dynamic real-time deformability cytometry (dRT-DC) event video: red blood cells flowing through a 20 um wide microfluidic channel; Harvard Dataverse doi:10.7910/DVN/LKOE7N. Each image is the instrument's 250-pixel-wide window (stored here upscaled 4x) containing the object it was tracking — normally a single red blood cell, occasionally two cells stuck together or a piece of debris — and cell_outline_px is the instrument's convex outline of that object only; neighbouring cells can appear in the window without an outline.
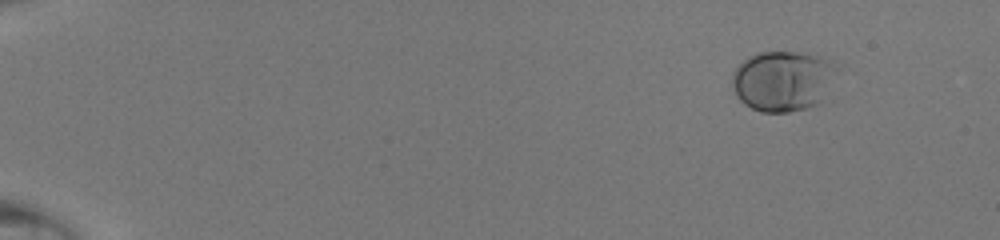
{"species": "human", "species_latin": "Homo sapiens", "temperature_condition": "room temperature", "stored_images_in_passage": 44, "camera_frame_rate_fps": 3000, "um_per_image_px": 0.085, "donor": {"sex": "male"}, "frame": {"image": 1, "passage_image": 1, "time_ms": 0.0, "image_size_px": [1000, 240], "cell_outline_px": [[836, 68], [820, 104], [788, 112], [760, 112], [744, 104], [736, 96], [732, 84], [732, 72], [748, 56], [760, 52], [796, 52], [816, 56], [832, 60]], "centroid_in_image_um": [66.49, 6.88], "position_along_channel_um": 18.5, "area_um2": 36.47}}
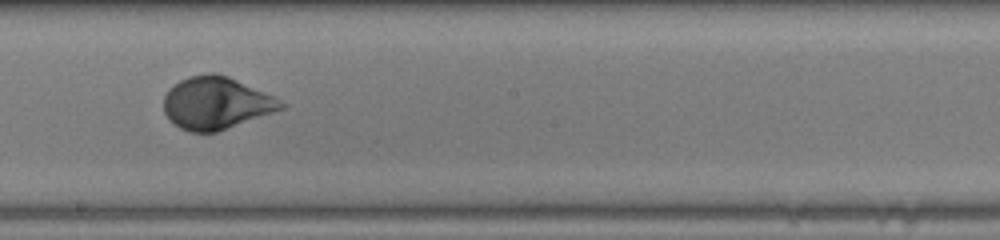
{"frame": {"image": 2, "passage_image": 26, "time_ms": 8.333, "image_size_px": [1000, 240], "cell_outline_px": [[288, 104], [284, 108], [216, 132], [188, 132], [180, 128], [168, 120], [164, 112], [164, 96], [168, 88], [180, 80], [188, 76], [208, 72], [216, 72], [228, 76], [276, 96]], "centroid_in_image_um": [18.36, 8.74], "position_along_channel_um": 229.8, "area_um2": 36.13}}
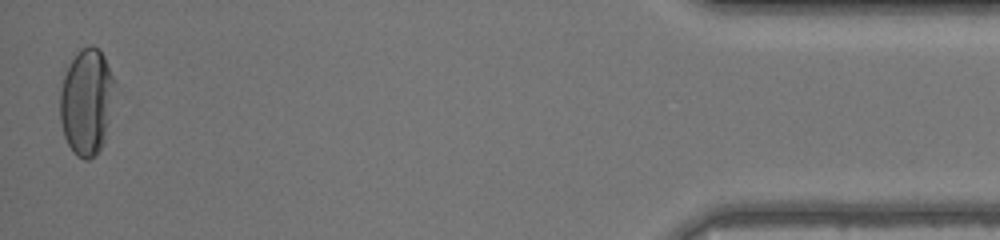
{"frame": {"image": 3, "passage_image": 44, "time_ms": 14.333, "image_size_px": [1000, 240], "cell_outline_px": [[112, 84], [104, 140], [100, 148], [88, 160], [84, 160], [76, 156], [72, 152], [64, 136], [60, 120], [60, 92], [64, 64], [80, 48], [88, 44], [92, 44], [100, 48], [104, 56], [112, 76]], "centroid_in_image_um": [7.26, 8.56], "position_along_channel_um": 427.9, "area_um2": 33.58}}